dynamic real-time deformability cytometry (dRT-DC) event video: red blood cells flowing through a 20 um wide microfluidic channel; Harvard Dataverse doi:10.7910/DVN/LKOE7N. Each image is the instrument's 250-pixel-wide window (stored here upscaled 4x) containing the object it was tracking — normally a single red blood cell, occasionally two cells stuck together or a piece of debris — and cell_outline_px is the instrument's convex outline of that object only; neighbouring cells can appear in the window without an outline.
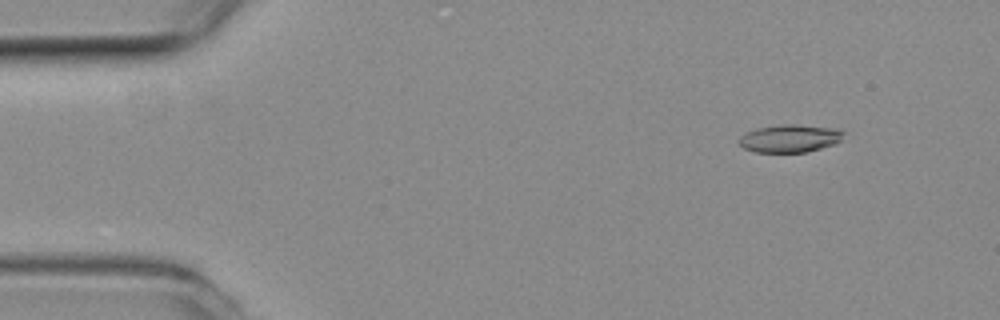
{"species": "common noctule bat (a hibernating species)", "species_latin": "Nyctalus noctula", "temperature_condition": "room temperature", "stored_images_in_passage": 50, "camera_frame_rate_fps": 3000, "um_per_image_px": 0.085, "animal": {"sex": "female", "body_mass_g": 19.3, "forearm_length_mm": 54.1}, "frame": {"image": 1, "passage_image": 2, "time_ms": 0.333, "image_size_px": [1000, 320], "cell_outline_px": [[844, 132], [840, 140], [836, 144], [808, 152], [756, 152], [744, 148], [740, 144], [740, 136], [756, 128], [780, 124], [792, 124], [836, 128]], "centroid_in_image_um": [67.16, 11.76], "position_along_channel_um": 17.8, "area_um2": 16.88}}
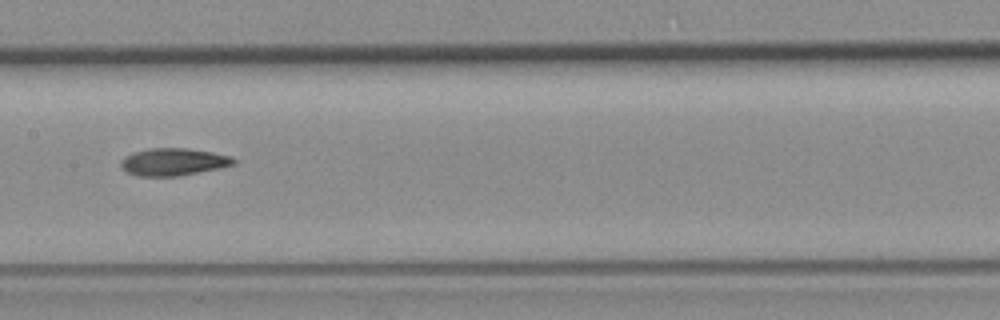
{"frame": {"image": 2, "passage_image": 23, "time_ms": 7.333, "image_size_px": [1000, 320], "cell_outline_px": [[236, 164], [220, 168], [176, 176], [136, 176], [128, 172], [120, 164], [120, 160], [124, 156], [148, 148], [188, 148], [212, 152], [232, 156], [236, 160]], "centroid_in_image_um": [14.76, 13.75], "position_along_channel_um": 192.6, "area_um2": 17.98}}
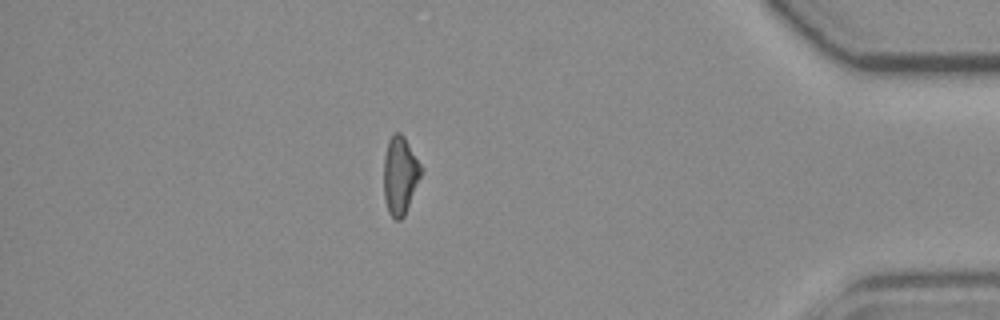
{"frame": {"image": 3, "passage_image": 43, "time_ms": 14.0, "image_size_px": [1000, 320], "cell_outline_px": [[424, 168], [404, 216], [400, 220], [396, 220], [388, 212], [384, 196], [384, 156], [388, 140], [396, 132], [400, 132], [404, 136]], "centroid_in_image_um": [34.01, 14.88], "position_along_channel_um": 401.2, "area_um2": 16.99}, "authors_computed_cell_mechanics": {"area_um2": 17.4556, "velocity_mm_per_s": 3.8078, "shape_relaxation_time_tau1_ms": 7.2639, "shape_relaxation_time_tau2_ms": 9.3209, "deformation_change_tau1": 0.1798, "deformation_change_tau2": 0.1776}}